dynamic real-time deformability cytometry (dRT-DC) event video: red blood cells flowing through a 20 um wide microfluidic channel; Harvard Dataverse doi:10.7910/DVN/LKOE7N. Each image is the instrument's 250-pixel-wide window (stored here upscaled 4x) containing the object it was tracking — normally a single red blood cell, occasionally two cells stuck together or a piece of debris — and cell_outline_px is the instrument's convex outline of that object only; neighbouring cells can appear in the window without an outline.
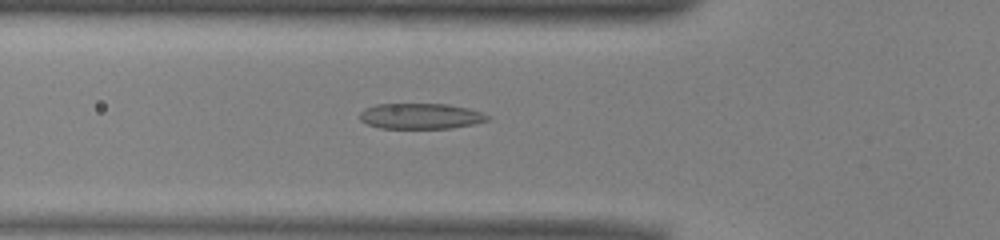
{"species": "common noctule bat (a hibernating species)", "species_latin": "Nyctalus noctula", "temperature_condition": "warm", "stored_images_in_passage": 51, "camera_frame_rate_fps": 3000, "um_per_image_px": 0.085, "animal": {"sex": "male", "body_mass_g": 13.0, "forearm_length_mm": 53.1}, "frame": {"image": 1, "passage_image": 17, "time_ms": 5.333, "image_size_px": [1000, 240], "cell_outline_px": [[488, 120], [472, 124], [452, 128], [380, 128], [368, 124], [360, 120], [360, 112], [364, 108], [376, 104], [448, 104], [468, 108], [480, 112], [488, 116]], "centroid_in_image_um": [35.71, 9.86], "position_along_channel_um": 90.1, "area_um2": 18.96}}
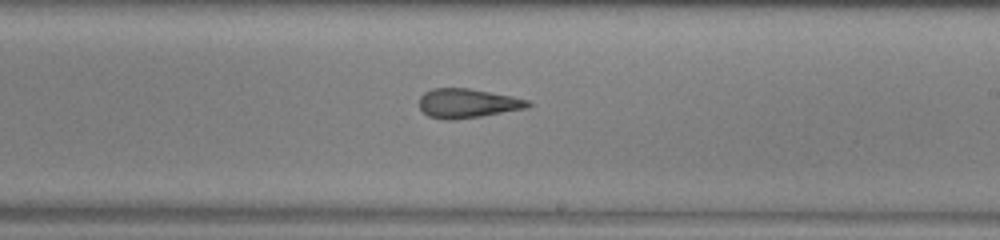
{"frame": {"image": 2, "passage_image": 29, "time_ms": 9.333, "image_size_px": [1000, 240], "cell_outline_px": [[532, 104], [528, 108], [480, 116], [452, 120], [444, 120], [428, 116], [420, 108], [420, 96], [424, 92], [432, 88], [468, 88], [512, 96], [528, 100]], "centroid_in_image_um": [39.73, 8.78], "position_along_channel_um": 249.3, "area_um2": 18.5}}
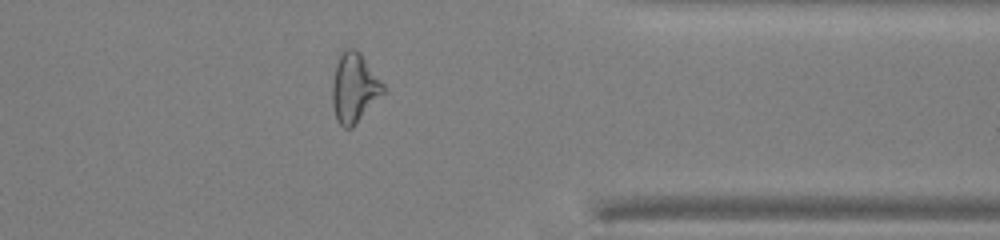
{"frame": {"image": 3, "passage_image": 40, "time_ms": 13.0, "image_size_px": [1000, 240], "cell_outline_px": [[384, 92], [352, 128], [344, 128], [336, 120], [332, 104], [332, 84], [336, 64], [340, 52], [344, 48], [352, 48], [360, 52], [384, 84]], "centroid_in_image_um": [30.09, 7.45], "position_along_channel_um": 381.3, "area_um2": 20.52}, "authors_computed_cell_mechanics": {"area_um2": 20.519, "velocity_mm_per_s": 3.9789, "shape_relaxation_time_tau1_ms": null, "shape_relaxation_time_tau2_ms": 2.4, "deformation_change_tau1": null, "deformation_change_tau2": 0.1293}}